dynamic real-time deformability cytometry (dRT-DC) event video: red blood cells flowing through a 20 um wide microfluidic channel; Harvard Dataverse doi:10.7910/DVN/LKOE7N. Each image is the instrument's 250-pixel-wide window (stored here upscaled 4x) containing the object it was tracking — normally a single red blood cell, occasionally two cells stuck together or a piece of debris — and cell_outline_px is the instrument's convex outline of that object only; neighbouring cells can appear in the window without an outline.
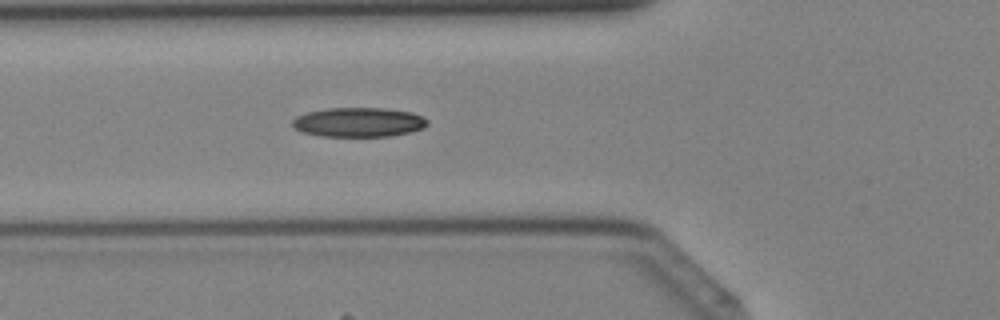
{"species": "Egyptian fruit bat (a non-hibernating species)", "species_latin": "Rousettus aegyptiacus", "temperature_condition": "cold", "stored_images_in_passage": 41, "camera_frame_rate_fps": 3000, "um_per_image_px": 0.085, "animal": {"sex": "female"}, "frame": {"image": 1, "passage_image": 15, "time_ms": 4.667, "image_size_px": [1000, 320], "cell_outline_px": [[428, 124], [424, 128], [392, 136], [320, 136], [300, 132], [292, 128], [292, 120], [296, 116], [308, 112], [324, 108], [384, 108], [412, 112], [428, 120]], "centroid_in_image_um": [30.44, 10.39], "position_along_channel_um": 95.4, "area_um2": 23.29}}
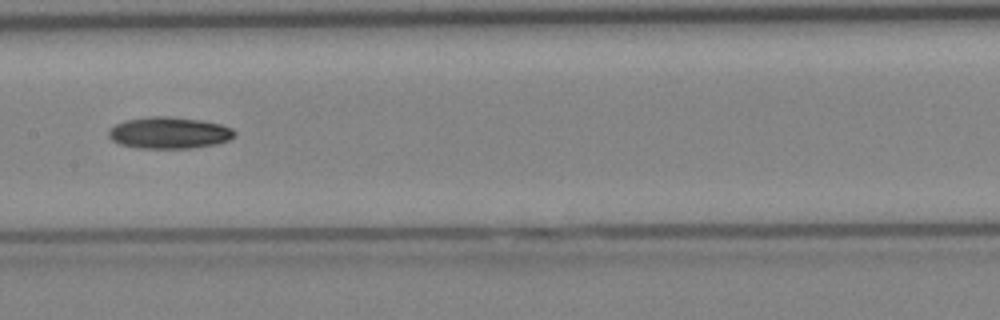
{"frame": {"image": 2, "passage_image": 21, "time_ms": 6.667, "image_size_px": [1000, 320], "cell_outline_px": [[236, 136], [228, 140], [216, 144], [192, 148], [136, 148], [120, 144], [112, 140], [108, 136], [108, 128], [124, 120], [152, 116], [168, 116], [200, 120], [220, 124], [232, 128], [236, 132]], "centroid_in_image_um": [14.36, 11.29], "position_along_channel_um": 193.0, "area_um2": 23.35}}
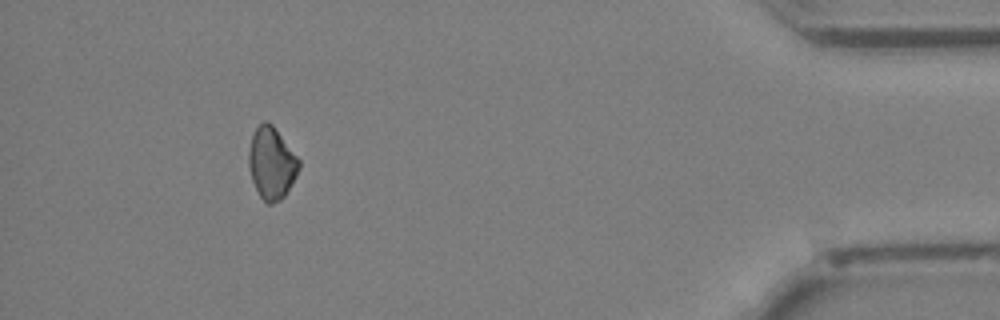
{"frame": {"image": 3, "passage_image": 38, "time_ms": 12.333, "image_size_px": [1000, 320], "cell_outline_px": [[300, 168], [296, 176], [284, 196], [280, 200], [272, 204], [268, 204], [260, 196], [252, 180], [248, 164], [248, 152], [252, 136], [256, 128], [264, 120], [272, 124], [300, 160]], "centroid_in_image_um": [23.08, 13.87], "position_along_channel_um": 412.1, "area_um2": 20.87}}